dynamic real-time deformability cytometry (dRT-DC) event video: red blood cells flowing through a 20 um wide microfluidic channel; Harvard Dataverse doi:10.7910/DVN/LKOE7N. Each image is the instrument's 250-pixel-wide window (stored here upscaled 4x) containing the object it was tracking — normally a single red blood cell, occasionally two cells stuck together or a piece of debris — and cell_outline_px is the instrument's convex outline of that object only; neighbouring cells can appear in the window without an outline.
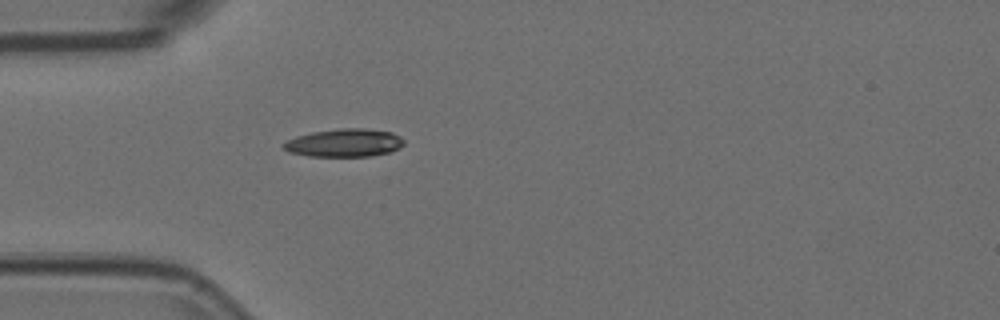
{"species": "Egyptian fruit bat (a non-hibernating species)", "species_latin": "Rousettus aegyptiacus", "temperature_condition": "room temperature", "stored_images_in_passage": 39, "camera_frame_rate_fps": 3000, "um_per_image_px": 0.085, "animal": {"sex": "female"}, "frame": {"image": 1, "passage_image": 1, "time_ms": 0.0, "image_size_px": [1000, 320], "cell_outline_px": [[404, 144], [400, 148], [388, 152], [372, 156], [308, 156], [288, 152], [280, 144], [296, 136], [312, 132], [340, 128], [364, 128], [392, 132], [400, 136], [404, 140]], "centroid_in_image_um": [29.27, 12.14], "position_along_channel_um": 55.7, "area_um2": 19.77}}
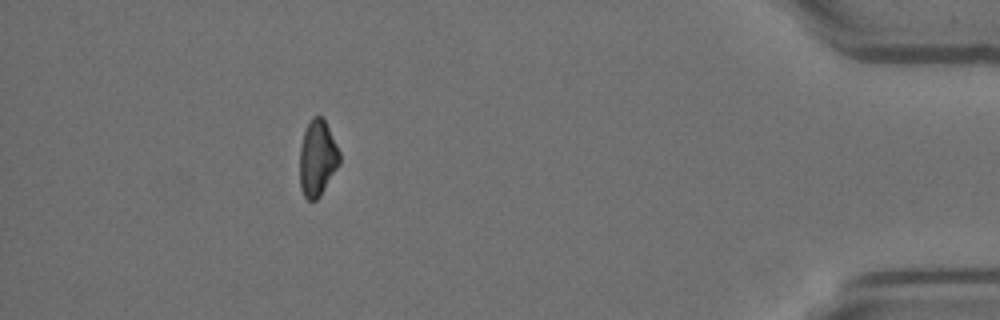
{"frame": {"image": 2, "passage_image": 34, "time_ms": 11.0, "image_size_px": [1000, 320], "cell_outline_px": [[340, 164], [320, 196], [316, 200], [308, 200], [304, 196], [300, 188], [300, 148], [304, 132], [312, 116], [320, 116], [324, 120], [340, 152]], "centroid_in_image_um": [26.98, 13.47], "position_along_channel_um": 408.2, "area_um2": 17.51}}